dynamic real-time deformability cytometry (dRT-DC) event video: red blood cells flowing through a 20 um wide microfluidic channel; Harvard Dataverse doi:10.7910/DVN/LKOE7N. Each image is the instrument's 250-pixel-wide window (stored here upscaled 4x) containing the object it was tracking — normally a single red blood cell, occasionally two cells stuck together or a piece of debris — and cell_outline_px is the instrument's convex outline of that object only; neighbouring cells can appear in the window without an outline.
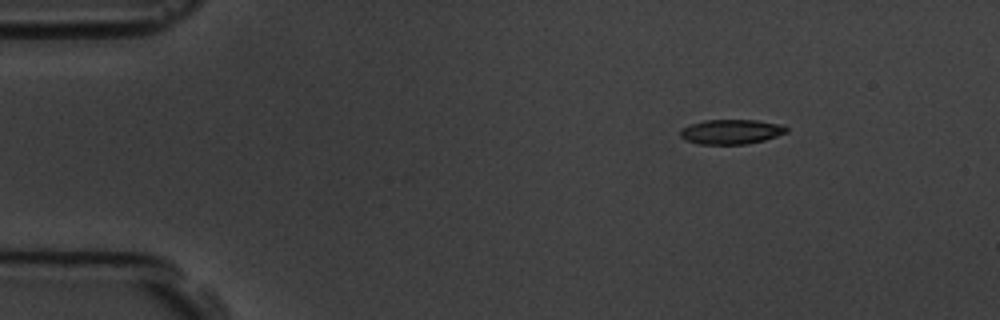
{"species": "common noctule bat (a hibernating species)", "species_latin": "Nyctalus noctula", "temperature_condition": "room temperature", "stored_images_in_passage": 6, "camera_frame_rate_fps": 3000, "um_per_image_px": 0.085, "animal": {"sex": "male", "body_mass_g": 19.5, "forearm_length_mm": 54.6}, "frame": {"image": 1, "passage_image": 1, "time_ms": 0.0, "image_size_px": [1000, 320], "cell_outline_px": [[788, 132], [764, 140], [744, 144], [700, 144], [684, 140], [680, 136], [680, 128], [704, 120], [756, 120], [784, 124], [788, 128]], "centroid_in_image_um": [62.16, 11.19], "position_along_channel_um": 22.8, "area_um2": 15.37}}
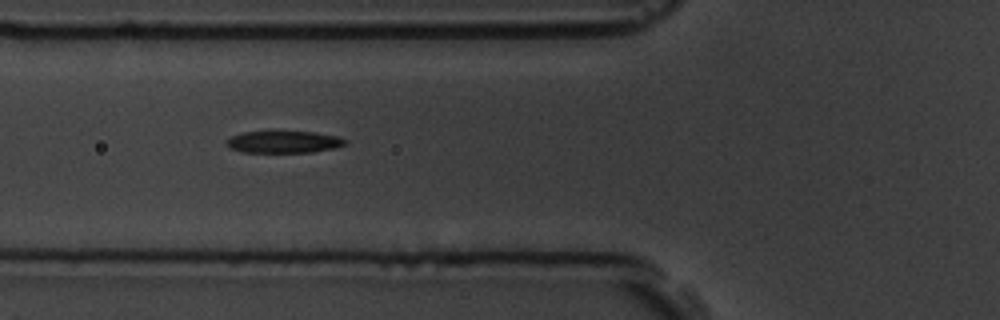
{"frame": {"image": 2, "passage_image": 5, "time_ms": 4.333, "image_size_px": [1000, 320], "cell_outline_px": [[348, 144], [332, 148], [312, 152], [244, 152], [232, 148], [228, 144], [228, 140], [232, 136], [244, 132], [268, 128], [276, 128], [316, 132], [340, 136], [348, 140]], "centroid_in_image_um": [24.18, 11.99], "position_along_channel_um": 101.6, "area_um2": 16.13}}
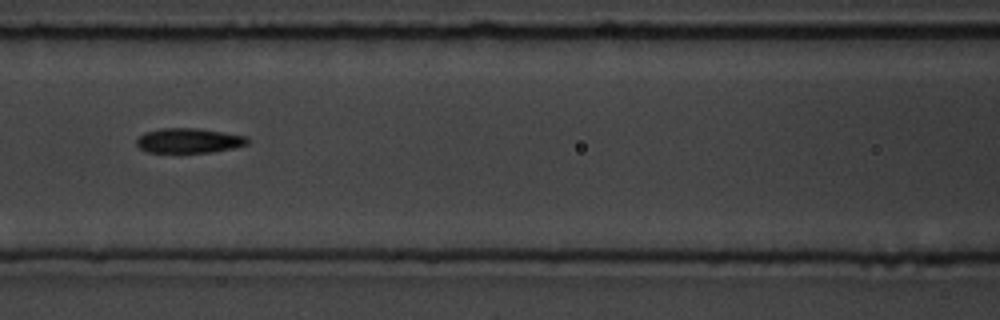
{"frame": {"image": 3, "passage_image": 6, "time_ms": 5.667, "image_size_px": [1000, 320], "cell_outline_px": [[248, 144], [232, 148], [212, 152], [148, 152], [140, 148], [136, 144], [136, 140], [144, 132], [160, 128], [200, 128], [248, 136]], "centroid_in_image_um": [16.06, 11.94], "position_along_channel_um": 150.5, "area_um2": 16.07}}